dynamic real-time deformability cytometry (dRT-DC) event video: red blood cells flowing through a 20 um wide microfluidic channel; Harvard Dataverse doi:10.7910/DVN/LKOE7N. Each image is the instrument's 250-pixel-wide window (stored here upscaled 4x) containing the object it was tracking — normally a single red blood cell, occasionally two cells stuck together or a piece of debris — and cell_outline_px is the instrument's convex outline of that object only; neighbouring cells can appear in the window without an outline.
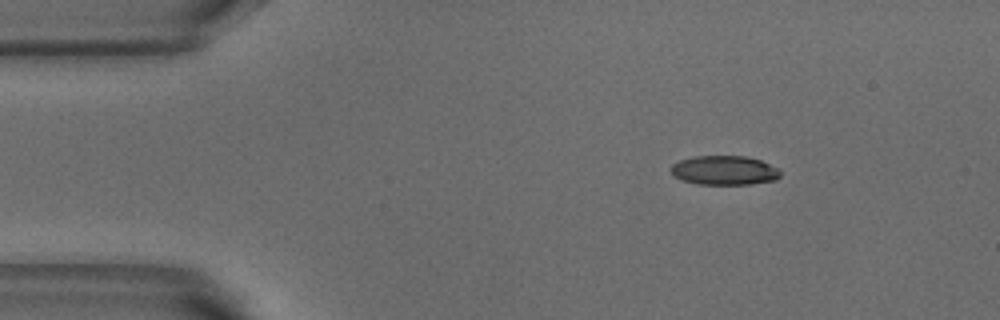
{"species": "common noctule bat (a hibernating species)", "species_latin": "Nyctalus noctula", "temperature_condition": "warm", "stored_images_in_passage": 3, "camera_frame_rate_fps": 3000, "um_per_image_px": 0.085, "animal": {"sex": "male", "body_mass_g": 18.8}, "frame": {"image": 1, "passage_image": 3, "time_ms": 0.667, "image_size_px": [1000, 320], "cell_outline_px": [[780, 176], [776, 180], [748, 184], [700, 184], [680, 180], [672, 176], [672, 164], [680, 160], [692, 156], [748, 156], [760, 160], [776, 168], [780, 172]], "centroid_in_image_um": [61.54, 14.47], "position_along_channel_um": 23.5, "area_um2": 18.61}}